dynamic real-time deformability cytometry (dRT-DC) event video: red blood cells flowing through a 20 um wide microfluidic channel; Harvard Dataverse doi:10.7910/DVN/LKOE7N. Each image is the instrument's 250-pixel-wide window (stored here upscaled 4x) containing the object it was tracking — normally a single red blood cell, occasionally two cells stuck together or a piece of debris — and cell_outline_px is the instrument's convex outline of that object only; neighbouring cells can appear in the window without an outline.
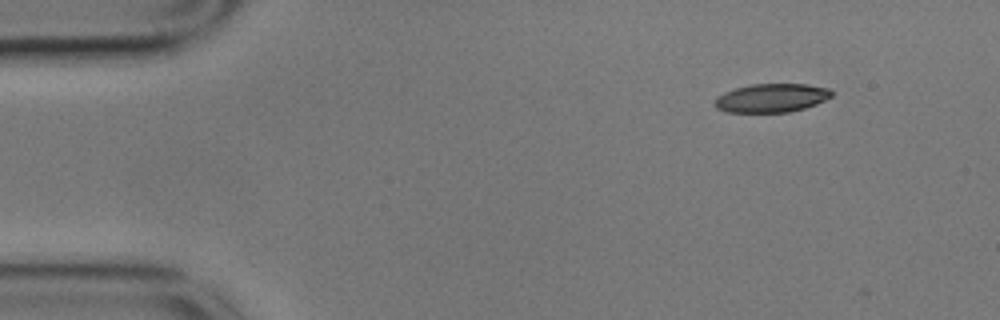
{"species": "common noctule bat (a hibernating species)", "species_latin": "Nyctalus noctula", "temperature_condition": "cold", "stored_images_in_passage": 4, "camera_frame_rate_fps": 3000, "um_per_image_px": 0.085, "animal": {"sex": "male", "body_mass_g": 17.9}, "frame": {"image": 1, "passage_image": 1, "time_ms": 0.0, "image_size_px": [1000, 320], "cell_outline_px": [[832, 96], [816, 104], [804, 108], [788, 112], [728, 112], [716, 108], [716, 96], [724, 92], [736, 88], [752, 84], [808, 84], [828, 88], [832, 92]], "centroid_in_image_um": [65.58, 8.32], "position_along_channel_um": 19.4, "area_um2": 19.36}}